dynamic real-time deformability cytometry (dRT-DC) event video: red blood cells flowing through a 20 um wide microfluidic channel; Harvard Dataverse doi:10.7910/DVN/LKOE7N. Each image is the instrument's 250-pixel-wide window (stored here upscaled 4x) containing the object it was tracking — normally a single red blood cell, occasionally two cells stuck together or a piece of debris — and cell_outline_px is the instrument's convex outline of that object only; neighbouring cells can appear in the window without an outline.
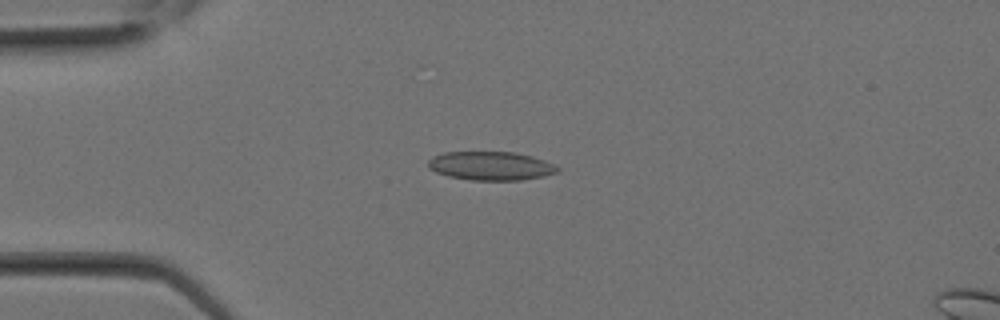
{"species": "Egyptian fruit bat (a non-hibernating species)", "species_latin": "Rousettus aegyptiacus", "temperature_condition": "room temperature", "stored_images_in_passage": 7, "camera_frame_rate_fps": 3000, "um_per_image_px": 0.085, "animal": {"sex": "female"}, "frame": {"image": 1, "passage_image": 4, "time_ms": 1.0, "image_size_px": [1000, 320], "cell_outline_px": [[560, 172], [544, 176], [520, 180], [472, 180], [448, 176], [436, 172], [428, 168], [428, 160], [432, 156], [444, 152], [516, 152], [532, 156], [556, 164], [560, 168]], "centroid_in_image_um": [41.74, 14.09], "position_along_channel_um": 43.3, "area_um2": 21.85}}
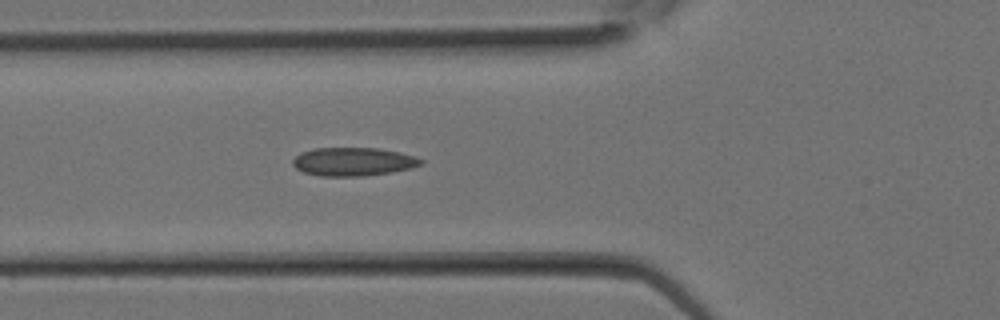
{"frame": {"image": 2, "passage_image": 7, "time_ms": 2.0, "image_size_px": [1000, 320], "cell_outline_px": [[424, 164], [412, 168], [392, 172], [364, 176], [320, 176], [304, 172], [296, 168], [292, 164], [292, 160], [300, 152], [316, 148], [380, 148], [400, 152], [416, 156], [424, 160]], "centroid_in_image_um": [30.07, 13.74], "position_along_channel_um": 95.7, "area_um2": 21.44}}